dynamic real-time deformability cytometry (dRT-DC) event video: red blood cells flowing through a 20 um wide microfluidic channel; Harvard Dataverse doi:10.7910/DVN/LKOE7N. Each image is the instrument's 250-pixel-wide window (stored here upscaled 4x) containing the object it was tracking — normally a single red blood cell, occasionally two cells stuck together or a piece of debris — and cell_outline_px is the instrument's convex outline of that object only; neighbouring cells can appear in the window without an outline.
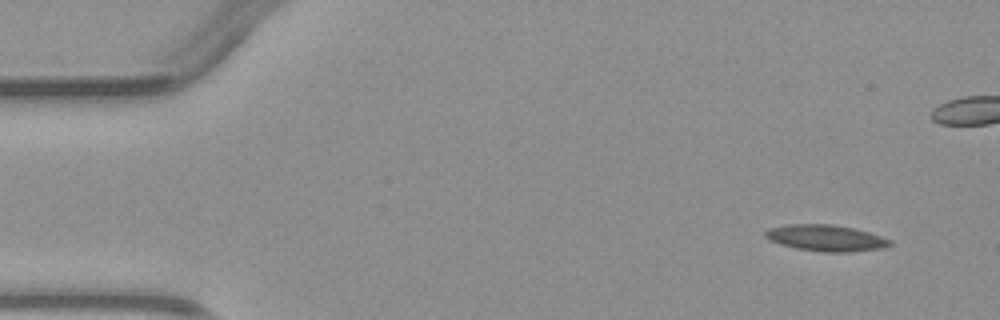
{"species": "common noctule bat (a hibernating species)", "species_latin": "Nyctalus noctula", "temperature_condition": "warm", "stored_images_in_passage": 4, "camera_frame_rate_fps": 3000, "um_per_image_px": 0.085, "animal": {"sex": "male", "body_mass_g": 23.1, "forearm_length_mm": 52.7}, "frame": {"image": 1, "passage_image": 1, "time_ms": 0.0, "image_size_px": [1000, 320], "cell_outline_px": [[892, 244], [884, 248], [852, 252], [824, 252], [796, 248], [780, 244], [768, 240], [764, 236], [764, 232], [768, 228], [788, 224], [832, 224], [852, 228], [868, 232], [892, 240]], "centroid_in_image_um": [70.18, 20.23], "position_along_channel_um": 14.8, "area_um2": 19.19}}
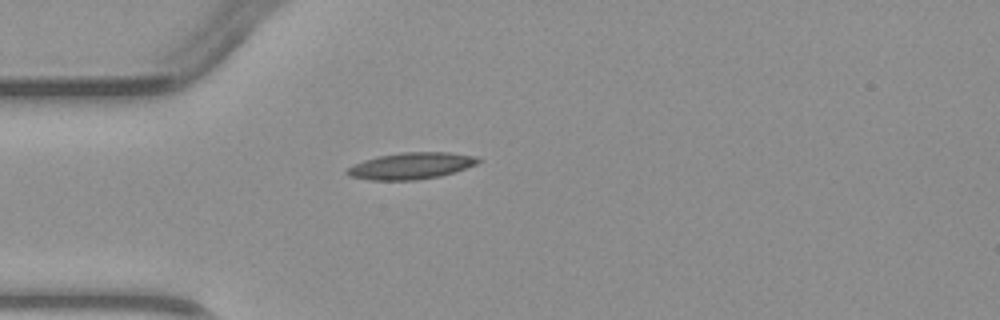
{"frame": {"image": 2, "passage_image": 4, "time_ms": 5.0, "image_size_px": [1000, 320], "cell_outline_px": [[480, 160], [476, 164], [440, 176], [416, 180], [368, 180], [352, 176], [344, 172], [352, 164], [376, 156], [400, 152], [448, 152], [476, 156]], "centroid_in_image_um": [34.89, 14.09], "position_along_channel_um": 50.1, "area_um2": 20.23}}